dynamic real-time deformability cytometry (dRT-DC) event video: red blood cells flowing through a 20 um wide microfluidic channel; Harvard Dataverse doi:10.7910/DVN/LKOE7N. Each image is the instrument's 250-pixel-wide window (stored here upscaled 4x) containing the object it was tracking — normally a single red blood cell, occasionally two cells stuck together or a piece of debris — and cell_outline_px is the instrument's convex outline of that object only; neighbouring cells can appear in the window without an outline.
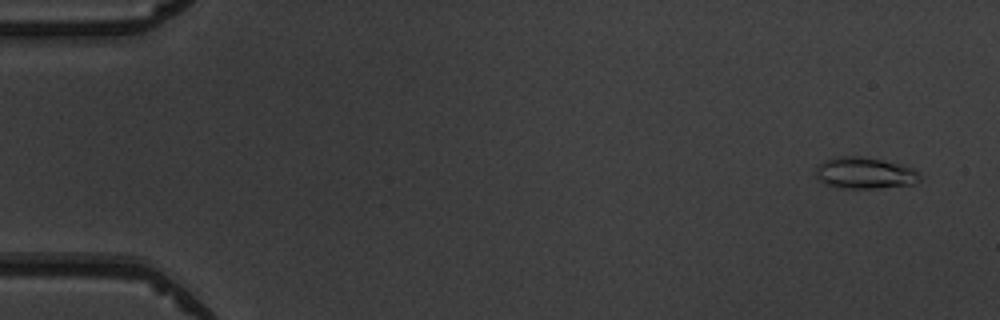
{"species": "common noctule bat (a hibernating species)", "species_latin": "Nyctalus noctula", "temperature_condition": "warm", "stored_images_in_passage": 4, "camera_frame_rate_fps": 3000, "um_per_image_px": 0.085, "animal": {"sex": "male", "body_mass_g": 19.5, "forearm_length_mm": 54.6}, "frame": {"image": 1, "passage_image": 1, "time_ms": 0.0, "image_size_px": [1000, 320], "cell_outline_px": [[924, 176], [916, 184], [880, 188], [844, 188], [824, 184], [816, 176], [816, 168], [824, 160], [836, 156], [860, 156], [880, 160], [912, 168]], "centroid_in_image_um": [73.52, 14.72], "position_along_channel_um": 11.5, "area_um2": 19.07}}